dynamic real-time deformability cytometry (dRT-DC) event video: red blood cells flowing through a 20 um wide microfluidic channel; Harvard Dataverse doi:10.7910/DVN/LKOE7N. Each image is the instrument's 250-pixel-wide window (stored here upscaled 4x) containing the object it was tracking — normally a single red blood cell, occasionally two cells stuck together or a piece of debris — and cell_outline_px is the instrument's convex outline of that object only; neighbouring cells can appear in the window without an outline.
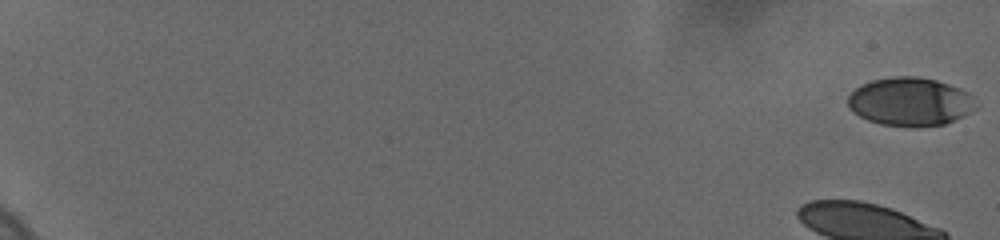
{"species": "human", "species_latin": "Homo sapiens", "temperature_condition": "cold", "stored_images_in_passage": 37, "camera_frame_rate_fps": 3000, "um_per_image_px": 0.085, "donor": {"sex": "female"}, "frame": {"image": 1, "passage_image": 1, "time_ms": 0.0, "image_size_px": [1000, 240], "cell_outline_px": [[976, 108], [944, 124], [880, 124], [868, 120], [860, 116], [848, 104], [848, 96], [860, 84], [872, 80], [896, 76], [916, 76], [936, 80], [960, 88], [968, 92], [972, 96]], "centroid_in_image_um": [77.34, 8.59], "position_along_channel_um": 7.7, "area_um2": 34.97}}